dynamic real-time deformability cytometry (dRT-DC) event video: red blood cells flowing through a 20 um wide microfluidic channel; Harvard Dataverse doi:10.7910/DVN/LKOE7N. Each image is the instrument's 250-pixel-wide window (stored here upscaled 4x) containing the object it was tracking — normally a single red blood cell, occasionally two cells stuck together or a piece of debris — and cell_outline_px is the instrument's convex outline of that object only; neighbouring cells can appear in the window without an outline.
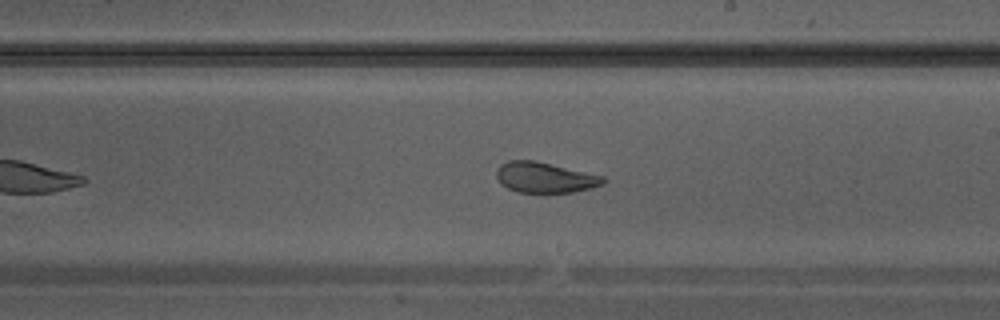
{"species": "Egyptian fruit bat (a non-hibernating species)", "species_latin": "Rousettus aegyptiacus", "temperature_condition": "warm", "stored_images_in_passage": 28, "camera_frame_rate_fps": 3000, "um_per_image_px": 0.085, "animal": {"sex": "male"}, "frame": {"image": 1, "passage_image": 13, "time_ms": 4.0, "image_size_px": [1000, 320], "cell_outline_px": [[608, 180], [604, 184], [592, 188], [572, 192], [516, 192], [500, 184], [496, 176], [496, 172], [500, 164], [508, 160], [536, 160], [604, 176]], "centroid_in_image_um": [46.33, 15.08], "position_along_channel_um": 242.7, "area_um2": 19.19}}